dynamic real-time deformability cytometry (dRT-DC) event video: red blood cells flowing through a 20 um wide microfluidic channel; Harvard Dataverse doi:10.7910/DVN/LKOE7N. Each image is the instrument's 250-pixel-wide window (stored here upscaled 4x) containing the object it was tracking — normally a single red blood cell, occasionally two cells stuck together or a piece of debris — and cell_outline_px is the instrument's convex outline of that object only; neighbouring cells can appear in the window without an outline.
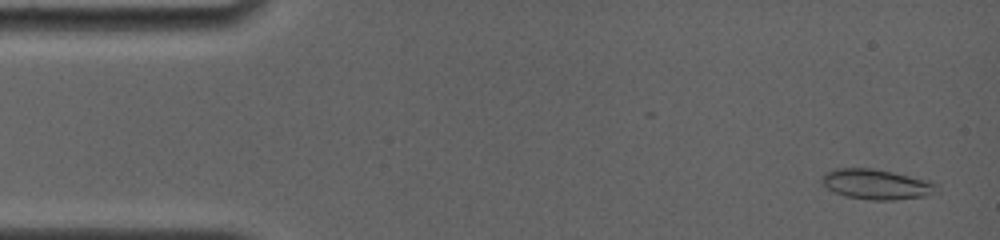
{"species": "common noctule bat (a hibernating species)", "species_latin": "Nyctalus noctula", "temperature_condition": "room temperature", "stored_images_in_passage": 31, "camera_frame_rate_fps": 4000, "um_per_image_px": 0.085, "animal": {"sex": "female", "body_mass_g": 19.0, "forearm_length_mm": 56.7}, "frame": {"image": 1, "passage_image": 1, "time_ms": 0.0, "image_size_px": [1000, 240], "cell_outline_px": [[940, 192], [924, 196], [896, 200], [868, 200], [844, 196], [828, 188], [820, 180], [820, 176], [824, 172], [832, 168], [872, 168], [932, 180], [936, 184]], "centroid_in_image_um": [74.51, 15.66], "position_along_channel_um": 10.5, "area_um2": 20.58}}
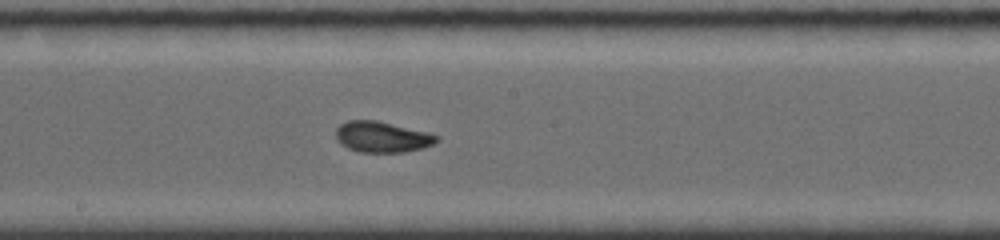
{"frame": {"image": 2, "passage_image": 16, "time_ms": 8.25, "image_size_px": [1000, 240], "cell_outline_px": [[440, 140], [432, 144], [420, 148], [404, 152], [360, 152], [348, 148], [336, 140], [336, 128], [340, 124], [348, 120], [376, 120], [428, 132], [440, 136]], "centroid_in_image_um": [32.47, 11.63], "position_along_channel_um": 215.7, "area_um2": 18.09}}
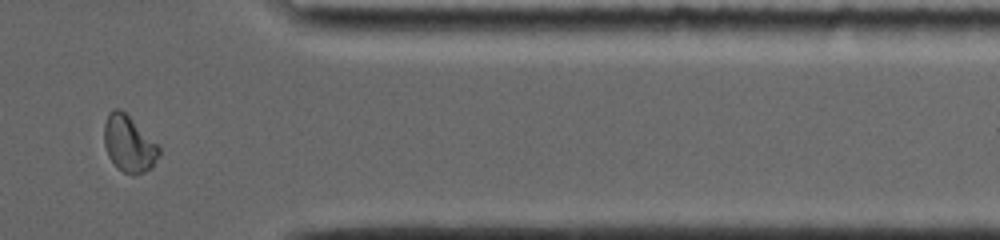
{"frame": {"image": 3, "passage_image": 27, "time_ms": 13.25, "image_size_px": [1000, 240], "cell_outline_px": [[160, 156], [152, 168], [144, 172], [132, 176], [116, 168], [108, 156], [104, 144], [104, 124], [108, 112], [112, 108], [120, 108], [160, 148]], "centroid_in_image_um": [10.93, 12.26], "position_along_channel_um": 400.5, "area_um2": 18.03}, "authors_computed_cell_mechanics": {"area_um2": 18.0914, "velocity_mm_per_s": 3.8048, "shape_relaxation_time_tau1_ms": 9.8377, "shape_relaxation_time_tau2_ms": 0.9243, "deformation_change_tau1": 0.2206, "deformation_change_tau2": 0.0397}}